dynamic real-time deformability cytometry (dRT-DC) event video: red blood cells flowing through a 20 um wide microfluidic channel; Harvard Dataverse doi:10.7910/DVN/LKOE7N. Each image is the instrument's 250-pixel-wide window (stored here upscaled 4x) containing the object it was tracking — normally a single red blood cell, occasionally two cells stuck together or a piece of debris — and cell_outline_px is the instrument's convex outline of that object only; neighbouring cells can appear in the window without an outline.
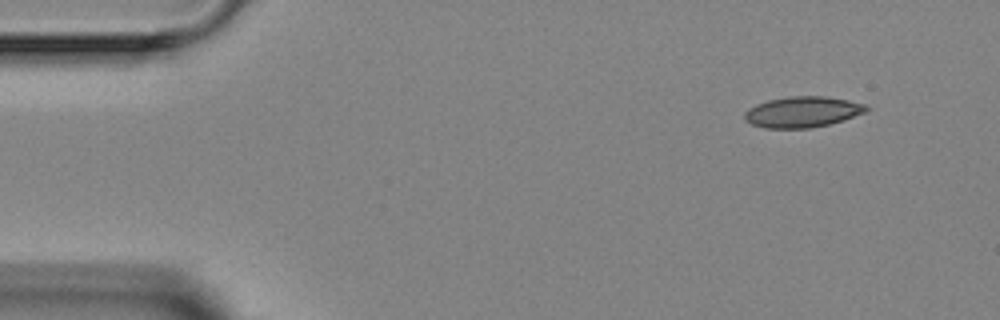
{"species": "Egyptian fruit bat (a non-hibernating species)", "species_latin": "Rousettus aegyptiacus", "temperature_condition": "room temperature", "stored_images_in_passage": 4, "camera_frame_rate_fps": 3000, "um_per_image_px": 0.085, "animal": {"sex": "female"}, "frame": {"image": 1, "passage_image": 1, "time_ms": 0.0, "image_size_px": [1000, 320], "cell_outline_px": [[872, 108], [864, 112], [844, 120], [812, 128], [764, 128], [752, 124], [744, 120], [744, 112], [748, 108], [756, 104], [768, 100], [788, 96], [824, 96], [848, 100], [864, 104]], "centroid_in_image_um": [68.19, 9.51], "position_along_channel_um": 16.8, "area_um2": 21.96}}